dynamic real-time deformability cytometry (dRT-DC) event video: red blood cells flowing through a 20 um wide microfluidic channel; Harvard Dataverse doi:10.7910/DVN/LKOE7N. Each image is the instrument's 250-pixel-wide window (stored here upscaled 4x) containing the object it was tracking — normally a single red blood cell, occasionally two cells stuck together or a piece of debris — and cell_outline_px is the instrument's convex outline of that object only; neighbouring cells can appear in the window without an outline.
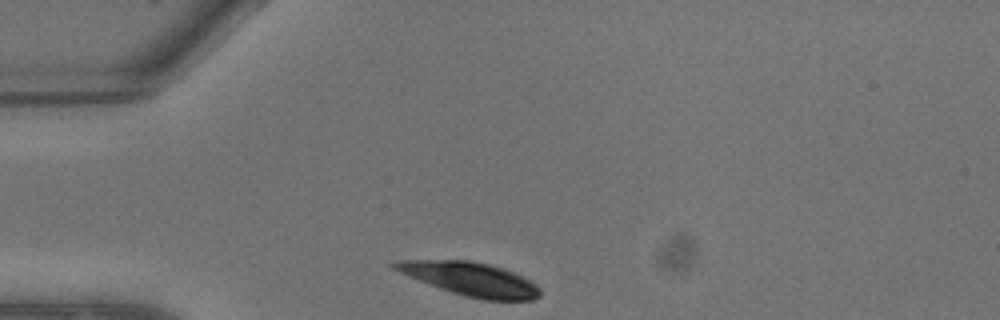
{"species": "common noctule bat (a hibernating species)", "species_latin": "Nyctalus noctula", "temperature_condition": "warm", "stored_images_in_passage": 2, "camera_frame_rate_fps": 3000, "um_per_image_px": 0.085, "animal": {"sex": "male", "body_mass_g": 13.3}, "frame": {"image": 1, "passage_image": 1, "time_ms": 0.0, "image_size_px": [1000, 320], "cell_outline_px": [[540, 296], [532, 300], [484, 300], [464, 296], [440, 288], [400, 272], [392, 268], [388, 264], [400, 260], [468, 260], [488, 264], [504, 268], [536, 284], [540, 288]], "centroid_in_image_um": [39.99, 23.71], "position_along_channel_um": 45.0, "area_um2": 28.03}}